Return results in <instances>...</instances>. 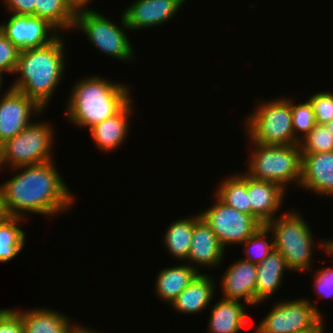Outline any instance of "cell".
Wrapping results in <instances>:
<instances>
[{
    "label": "cell",
    "instance_id": "cell-1",
    "mask_svg": "<svg viewBox=\"0 0 333 333\" xmlns=\"http://www.w3.org/2000/svg\"><path fill=\"white\" fill-rule=\"evenodd\" d=\"M11 169L17 174L1 184L10 217L26 219L28 213L55 217L74 206L75 197L53 160Z\"/></svg>",
    "mask_w": 333,
    "mask_h": 333
},
{
    "label": "cell",
    "instance_id": "cell-2",
    "mask_svg": "<svg viewBox=\"0 0 333 333\" xmlns=\"http://www.w3.org/2000/svg\"><path fill=\"white\" fill-rule=\"evenodd\" d=\"M63 35L51 43L19 53L14 73L18 76L11 88L33 99L42 109L48 106L66 71Z\"/></svg>",
    "mask_w": 333,
    "mask_h": 333
},
{
    "label": "cell",
    "instance_id": "cell-3",
    "mask_svg": "<svg viewBox=\"0 0 333 333\" xmlns=\"http://www.w3.org/2000/svg\"><path fill=\"white\" fill-rule=\"evenodd\" d=\"M74 84L65 118L84 129L114 116L132 99L130 86L99 75L84 77Z\"/></svg>",
    "mask_w": 333,
    "mask_h": 333
},
{
    "label": "cell",
    "instance_id": "cell-4",
    "mask_svg": "<svg viewBox=\"0 0 333 333\" xmlns=\"http://www.w3.org/2000/svg\"><path fill=\"white\" fill-rule=\"evenodd\" d=\"M299 211L292 209L269 221L266 226L273 234L274 248L284 257L287 268L293 272L312 271L315 248L314 234Z\"/></svg>",
    "mask_w": 333,
    "mask_h": 333
},
{
    "label": "cell",
    "instance_id": "cell-5",
    "mask_svg": "<svg viewBox=\"0 0 333 333\" xmlns=\"http://www.w3.org/2000/svg\"><path fill=\"white\" fill-rule=\"evenodd\" d=\"M264 101V102H262ZM259 100L245 120L248 143L259 145H294L300 142L292 128L291 99Z\"/></svg>",
    "mask_w": 333,
    "mask_h": 333
},
{
    "label": "cell",
    "instance_id": "cell-6",
    "mask_svg": "<svg viewBox=\"0 0 333 333\" xmlns=\"http://www.w3.org/2000/svg\"><path fill=\"white\" fill-rule=\"evenodd\" d=\"M251 149L246 174L254 179L274 182L285 190L300 184L301 149L294 145L249 144ZM252 145V146H251ZM287 186V187H286Z\"/></svg>",
    "mask_w": 333,
    "mask_h": 333
},
{
    "label": "cell",
    "instance_id": "cell-7",
    "mask_svg": "<svg viewBox=\"0 0 333 333\" xmlns=\"http://www.w3.org/2000/svg\"><path fill=\"white\" fill-rule=\"evenodd\" d=\"M121 25L116 24L107 16L97 10H83L76 12L74 30L78 28L87 37L88 41L108 57L125 62H133L135 53L133 45L126 33L129 30L124 14H121Z\"/></svg>",
    "mask_w": 333,
    "mask_h": 333
},
{
    "label": "cell",
    "instance_id": "cell-8",
    "mask_svg": "<svg viewBox=\"0 0 333 333\" xmlns=\"http://www.w3.org/2000/svg\"><path fill=\"white\" fill-rule=\"evenodd\" d=\"M41 121V122H40ZM33 121L1 147L2 161L11 168L40 164L54 160L52 151L54 129L47 121Z\"/></svg>",
    "mask_w": 333,
    "mask_h": 333
},
{
    "label": "cell",
    "instance_id": "cell-9",
    "mask_svg": "<svg viewBox=\"0 0 333 333\" xmlns=\"http://www.w3.org/2000/svg\"><path fill=\"white\" fill-rule=\"evenodd\" d=\"M325 319L308 298L281 300L254 328V333H298L316 328Z\"/></svg>",
    "mask_w": 333,
    "mask_h": 333
},
{
    "label": "cell",
    "instance_id": "cell-10",
    "mask_svg": "<svg viewBox=\"0 0 333 333\" xmlns=\"http://www.w3.org/2000/svg\"><path fill=\"white\" fill-rule=\"evenodd\" d=\"M212 206L201 210L200 217L216 234L220 245L242 244L261 224L249 214L242 213L223 203L216 195Z\"/></svg>",
    "mask_w": 333,
    "mask_h": 333
},
{
    "label": "cell",
    "instance_id": "cell-11",
    "mask_svg": "<svg viewBox=\"0 0 333 333\" xmlns=\"http://www.w3.org/2000/svg\"><path fill=\"white\" fill-rule=\"evenodd\" d=\"M43 111L33 99L9 86L0 98V145L19 134L32 123L33 116L39 117Z\"/></svg>",
    "mask_w": 333,
    "mask_h": 333
},
{
    "label": "cell",
    "instance_id": "cell-12",
    "mask_svg": "<svg viewBox=\"0 0 333 333\" xmlns=\"http://www.w3.org/2000/svg\"><path fill=\"white\" fill-rule=\"evenodd\" d=\"M10 15L7 22L0 23V30L20 51L45 46L61 34L45 19L33 15Z\"/></svg>",
    "mask_w": 333,
    "mask_h": 333
},
{
    "label": "cell",
    "instance_id": "cell-13",
    "mask_svg": "<svg viewBox=\"0 0 333 333\" xmlns=\"http://www.w3.org/2000/svg\"><path fill=\"white\" fill-rule=\"evenodd\" d=\"M187 0H136L123 10L129 30H143L166 24Z\"/></svg>",
    "mask_w": 333,
    "mask_h": 333
},
{
    "label": "cell",
    "instance_id": "cell-14",
    "mask_svg": "<svg viewBox=\"0 0 333 333\" xmlns=\"http://www.w3.org/2000/svg\"><path fill=\"white\" fill-rule=\"evenodd\" d=\"M226 252L214 231L203 218L199 217L194 223L192 244L185 263H189L198 273H202L199 271L202 268L214 269L222 265Z\"/></svg>",
    "mask_w": 333,
    "mask_h": 333
},
{
    "label": "cell",
    "instance_id": "cell-15",
    "mask_svg": "<svg viewBox=\"0 0 333 333\" xmlns=\"http://www.w3.org/2000/svg\"><path fill=\"white\" fill-rule=\"evenodd\" d=\"M299 187L321 197H333V152L301 153Z\"/></svg>",
    "mask_w": 333,
    "mask_h": 333
},
{
    "label": "cell",
    "instance_id": "cell-16",
    "mask_svg": "<svg viewBox=\"0 0 333 333\" xmlns=\"http://www.w3.org/2000/svg\"><path fill=\"white\" fill-rule=\"evenodd\" d=\"M250 215L261 225L272 221L280 211L286 196V190L270 181L254 179L247 175Z\"/></svg>",
    "mask_w": 333,
    "mask_h": 333
},
{
    "label": "cell",
    "instance_id": "cell-17",
    "mask_svg": "<svg viewBox=\"0 0 333 333\" xmlns=\"http://www.w3.org/2000/svg\"><path fill=\"white\" fill-rule=\"evenodd\" d=\"M221 278L222 299L243 300L247 306L255 305L257 264L239 259L230 264Z\"/></svg>",
    "mask_w": 333,
    "mask_h": 333
},
{
    "label": "cell",
    "instance_id": "cell-18",
    "mask_svg": "<svg viewBox=\"0 0 333 333\" xmlns=\"http://www.w3.org/2000/svg\"><path fill=\"white\" fill-rule=\"evenodd\" d=\"M130 100L117 114L89 129L93 142L104 153L113 152L127 139L133 106Z\"/></svg>",
    "mask_w": 333,
    "mask_h": 333
},
{
    "label": "cell",
    "instance_id": "cell-19",
    "mask_svg": "<svg viewBox=\"0 0 333 333\" xmlns=\"http://www.w3.org/2000/svg\"><path fill=\"white\" fill-rule=\"evenodd\" d=\"M213 277L207 273H199L195 279L176 297L170 306L179 313L198 314L210 308L213 296L216 295ZM215 293V294H214Z\"/></svg>",
    "mask_w": 333,
    "mask_h": 333
},
{
    "label": "cell",
    "instance_id": "cell-20",
    "mask_svg": "<svg viewBox=\"0 0 333 333\" xmlns=\"http://www.w3.org/2000/svg\"><path fill=\"white\" fill-rule=\"evenodd\" d=\"M16 310L22 316L23 333H73L80 325L68 315L47 307Z\"/></svg>",
    "mask_w": 333,
    "mask_h": 333
},
{
    "label": "cell",
    "instance_id": "cell-21",
    "mask_svg": "<svg viewBox=\"0 0 333 333\" xmlns=\"http://www.w3.org/2000/svg\"><path fill=\"white\" fill-rule=\"evenodd\" d=\"M220 299L210 309L208 332L239 333L250 319L246 313L247 304L237 300Z\"/></svg>",
    "mask_w": 333,
    "mask_h": 333
},
{
    "label": "cell",
    "instance_id": "cell-22",
    "mask_svg": "<svg viewBox=\"0 0 333 333\" xmlns=\"http://www.w3.org/2000/svg\"><path fill=\"white\" fill-rule=\"evenodd\" d=\"M287 268L284 257L273 250L261 263L257 264L255 306L265 302L280 289Z\"/></svg>",
    "mask_w": 333,
    "mask_h": 333
},
{
    "label": "cell",
    "instance_id": "cell-23",
    "mask_svg": "<svg viewBox=\"0 0 333 333\" xmlns=\"http://www.w3.org/2000/svg\"><path fill=\"white\" fill-rule=\"evenodd\" d=\"M199 273L189 264L162 268L155 281V294L168 305L195 279Z\"/></svg>",
    "mask_w": 333,
    "mask_h": 333
},
{
    "label": "cell",
    "instance_id": "cell-24",
    "mask_svg": "<svg viewBox=\"0 0 333 333\" xmlns=\"http://www.w3.org/2000/svg\"><path fill=\"white\" fill-rule=\"evenodd\" d=\"M200 217L198 212L186 218L176 219L171 222L164 234L163 243L171 256L184 262L187 260L188 253L192 244L193 228L195 221Z\"/></svg>",
    "mask_w": 333,
    "mask_h": 333
},
{
    "label": "cell",
    "instance_id": "cell-25",
    "mask_svg": "<svg viewBox=\"0 0 333 333\" xmlns=\"http://www.w3.org/2000/svg\"><path fill=\"white\" fill-rule=\"evenodd\" d=\"M219 184L214 195L228 206L250 215L247 174L245 172L234 173L230 177H225Z\"/></svg>",
    "mask_w": 333,
    "mask_h": 333
},
{
    "label": "cell",
    "instance_id": "cell-26",
    "mask_svg": "<svg viewBox=\"0 0 333 333\" xmlns=\"http://www.w3.org/2000/svg\"><path fill=\"white\" fill-rule=\"evenodd\" d=\"M34 3L36 17L48 21L59 33L73 31L76 12L66 0H35Z\"/></svg>",
    "mask_w": 333,
    "mask_h": 333
},
{
    "label": "cell",
    "instance_id": "cell-27",
    "mask_svg": "<svg viewBox=\"0 0 333 333\" xmlns=\"http://www.w3.org/2000/svg\"><path fill=\"white\" fill-rule=\"evenodd\" d=\"M21 217H8L0 221V262L14 259L25 246L26 233L19 227L24 222ZM21 221V222H20Z\"/></svg>",
    "mask_w": 333,
    "mask_h": 333
},
{
    "label": "cell",
    "instance_id": "cell-28",
    "mask_svg": "<svg viewBox=\"0 0 333 333\" xmlns=\"http://www.w3.org/2000/svg\"><path fill=\"white\" fill-rule=\"evenodd\" d=\"M269 238H271L270 242H268ZM241 245L244 247L245 254L242 260L255 264L261 263L275 249L273 234L266 225H261Z\"/></svg>",
    "mask_w": 333,
    "mask_h": 333
},
{
    "label": "cell",
    "instance_id": "cell-29",
    "mask_svg": "<svg viewBox=\"0 0 333 333\" xmlns=\"http://www.w3.org/2000/svg\"><path fill=\"white\" fill-rule=\"evenodd\" d=\"M291 112L294 135L300 142L316 125L314 109L308 99L295 103L291 98Z\"/></svg>",
    "mask_w": 333,
    "mask_h": 333
},
{
    "label": "cell",
    "instance_id": "cell-30",
    "mask_svg": "<svg viewBox=\"0 0 333 333\" xmlns=\"http://www.w3.org/2000/svg\"><path fill=\"white\" fill-rule=\"evenodd\" d=\"M299 145L301 153L333 152V135L325 125L316 124Z\"/></svg>",
    "mask_w": 333,
    "mask_h": 333
},
{
    "label": "cell",
    "instance_id": "cell-31",
    "mask_svg": "<svg viewBox=\"0 0 333 333\" xmlns=\"http://www.w3.org/2000/svg\"><path fill=\"white\" fill-rule=\"evenodd\" d=\"M316 124L325 125L333 120V92H317L309 97Z\"/></svg>",
    "mask_w": 333,
    "mask_h": 333
},
{
    "label": "cell",
    "instance_id": "cell-32",
    "mask_svg": "<svg viewBox=\"0 0 333 333\" xmlns=\"http://www.w3.org/2000/svg\"><path fill=\"white\" fill-rule=\"evenodd\" d=\"M20 50L0 30V75L14 74Z\"/></svg>",
    "mask_w": 333,
    "mask_h": 333
},
{
    "label": "cell",
    "instance_id": "cell-33",
    "mask_svg": "<svg viewBox=\"0 0 333 333\" xmlns=\"http://www.w3.org/2000/svg\"><path fill=\"white\" fill-rule=\"evenodd\" d=\"M314 291L323 299L333 298V267H323L312 276Z\"/></svg>",
    "mask_w": 333,
    "mask_h": 333
},
{
    "label": "cell",
    "instance_id": "cell-34",
    "mask_svg": "<svg viewBox=\"0 0 333 333\" xmlns=\"http://www.w3.org/2000/svg\"><path fill=\"white\" fill-rule=\"evenodd\" d=\"M0 333H23L21 314L15 309H0Z\"/></svg>",
    "mask_w": 333,
    "mask_h": 333
},
{
    "label": "cell",
    "instance_id": "cell-35",
    "mask_svg": "<svg viewBox=\"0 0 333 333\" xmlns=\"http://www.w3.org/2000/svg\"><path fill=\"white\" fill-rule=\"evenodd\" d=\"M7 12L16 15L35 16V0H1Z\"/></svg>",
    "mask_w": 333,
    "mask_h": 333
},
{
    "label": "cell",
    "instance_id": "cell-36",
    "mask_svg": "<svg viewBox=\"0 0 333 333\" xmlns=\"http://www.w3.org/2000/svg\"><path fill=\"white\" fill-rule=\"evenodd\" d=\"M66 1L75 12L83 10H93V8L88 7L92 2V0H66Z\"/></svg>",
    "mask_w": 333,
    "mask_h": 333
},
{
    "label": "cell",
    "instance_id": "cell-37",
    "mask_svg": "<svg viewBox=\"0 0 333 333\" xmlns=\"http://www.w3.org/2000/svg\"><path fill=\"white\" fill-rule=\"evenodd\" d=\"M318 246L323 250V252H325L327 255H329V257H333V239L328 240V238L326 240L320 241Z\"/></svg>",
    "mask_w": 333,
    "mask_h": 333
},
{
    "label": "cell",
    "instance_id": "cell-38",
    "mask_svg": "<svg viewBox=\"0 0 333 333\" xmlns=\"http://www.w3.org/2000/svg\"><path fill=\"white\" fill-rule=\"evenodd\" d=\"M8 217H9V215L7 213V209H6L5 203H4V194H3L2 188L0 186V221L5 220Z\"/></svg>",
    "mask_w": 333,
    "mask_h": 333
},
{
    "label": "cell",
    "instance_id": "cell-39",
    "mask_svg": "<svg viewBox=\"0 0 333 333\" xmlns=\"http://www.w3.org/2000/svg\"><path fill=\"white\" fill-rule=\"evenodd\" d=\"M324 321H322L316 328L308 330V331H302V332H298V333H324V331L326 330L324 327ZM326 333V332H325Z\"/></svg>",
    "mask_w": 333,
    "mask_h": 333
},
{
    "label": "cell",
    "instance_id": "cell-40",
    "mask_svg": "<svg viewBox=\"0 0 333 333\" xmlns=\"http://www.w3.org/2000/svg\"><path fill=\"white\" fill-rule=\"evenodd\" d=\"M73 333H99V332L97 330L96 331L93 330L92 328L90 329L87 328L86 326L84 327V325L80 324Z\"/></svg>",
    "mask_w": 333,
    "mask_h": 333
},
{
    "label": "cell",
    "instance_id": "cell-41",
    "mask_svg": "<svg viewBox=\"0 0 333 333\" xmlns=\"http://www.w3.org/2000/svg\"><path fill=\"white\" fill-rule=\"evenodd\" d=\"M325 126L331 132V134L333 135V120L329 121L327 124H325Z\"/></svg>",
    "mask_w": 333,
    "mask_h": 333
},
{
    "label": "cell",
    "instance_id": "cell-42",
    "mask_svg": "<svg viewBox=\"0 0 333 333\" xmlns=\"http://www.w3.org/2000/svg\"><path fill=\"white\" fill-rule=\"evenodd\" d=\"M2 167H6V166H4V164H3V161H2V154H1V147H0V170L2 171L3 169H2ZM0 171V172H1ZM1 186V185H0Z\"/></svg>",
    "mask_w": 333,
    "mask_h": 333
},
{
    "label": "cell",
    "instance_id": "cell-43",
    "mask_svg": "<svg viewBox=\"0 0 333 333\" xmlns=\"http://www.w3.org/2000/svg\"><path fill=\"white\" fill-rule=\"evenodd\" d=\"M2 81H3V75H0V92H1V87H3L2 86L3 85Z\"/></svg>",
    "mask_w": 333,
    "mask_h": 333
}]
</instances>
